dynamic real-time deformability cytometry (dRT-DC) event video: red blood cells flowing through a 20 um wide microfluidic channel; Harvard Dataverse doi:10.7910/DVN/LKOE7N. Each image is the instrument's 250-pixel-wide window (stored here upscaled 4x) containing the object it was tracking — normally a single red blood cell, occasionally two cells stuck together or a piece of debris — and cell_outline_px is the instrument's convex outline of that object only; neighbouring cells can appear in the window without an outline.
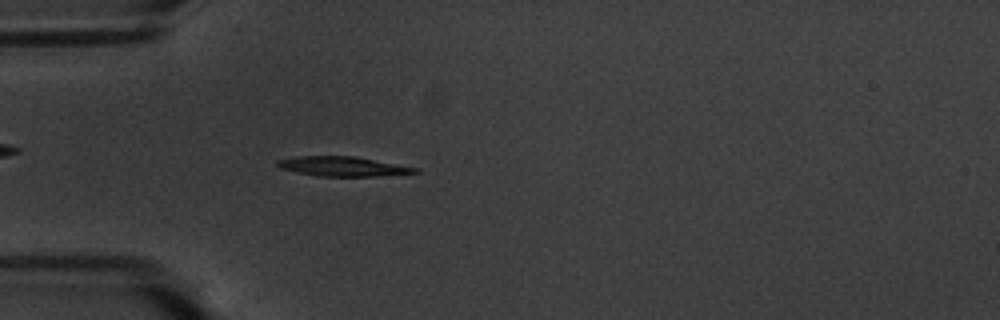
{"species": "common noctule bat (a hibernating species)", "species_latin": "Nyctalus noctula", "temperature_condition": "warm", "stored_images_in_passage": 56, "camera_frame_rate_fps": 3000, "um_per_image_px": 0.085, "animal": {"sex": "male", "body_mass_g": 20.1, "forearm_length_mm": 53.5}, "frame": {"image": 1, "passage_image": 16, "time_ms": 5.0, "image_size_px": [1000, 320], "cell_outline_px": [[420, 172], [376, 176], [316, 176], [296, 172], [280, 168], [276, 164], [276, 160], [296, 156], [352, 156], [420, 168]], "centroid_in_image_um": [29.11, 14.14], "position_along_channel_um": 55.9, "area_um2": 15.66}}
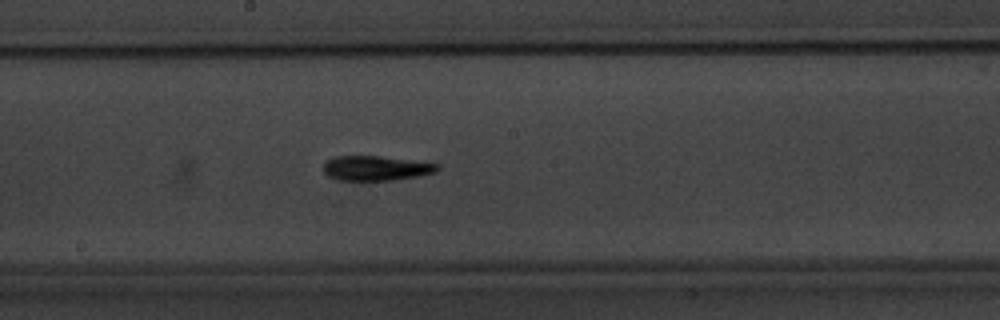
{"frame": {"image": 2, "passage_image": 30, "time_ms": 9.667, "image_size_px": [1000, 320], "cell_outline_px": [[440, 168], [436, 172], [416, 176], [392, 180], [336, 180], [328, 176], [324, 172], [324, 160], [336, 156], [380, 156], [440, 164]], "centroid_in_image_um": [31.93, 14.29], "position_along_channel_um": 216.3, "area_um2": 16.42}}
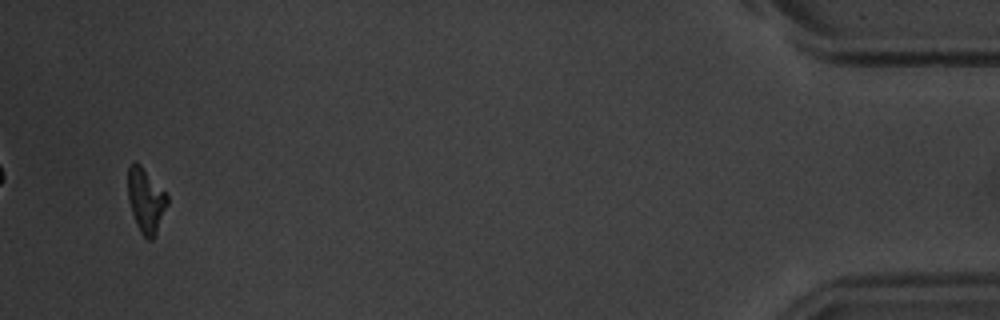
{"frame": {"image": 3, "passage_image": 54, "time_ms": 17.667, "image_size_px": [1000, 320], "cell_outline_px": [[168, 204], [156, 236], [152, 240], [148, 240], [140, 232], [136, 224], [128, 200], [128, 168], [136, 160], [168, 192]], "centroid_in_image_um": [12.43, 17.03], "position_along_channel_um": 422.8, "area_um2": 15.2}, "authors_computed_cell_mechanics": {"area_um2": 15.6638, "velocity_mm_per_s": 3.5597, "shape_relaxation_time_tau1_ms": 2.8192, "shape_relaxation_time_tau2_ms": 9.5295, "deformation_change_tau1": 0.1567, "deformation_change_tau2": 0.1711}}